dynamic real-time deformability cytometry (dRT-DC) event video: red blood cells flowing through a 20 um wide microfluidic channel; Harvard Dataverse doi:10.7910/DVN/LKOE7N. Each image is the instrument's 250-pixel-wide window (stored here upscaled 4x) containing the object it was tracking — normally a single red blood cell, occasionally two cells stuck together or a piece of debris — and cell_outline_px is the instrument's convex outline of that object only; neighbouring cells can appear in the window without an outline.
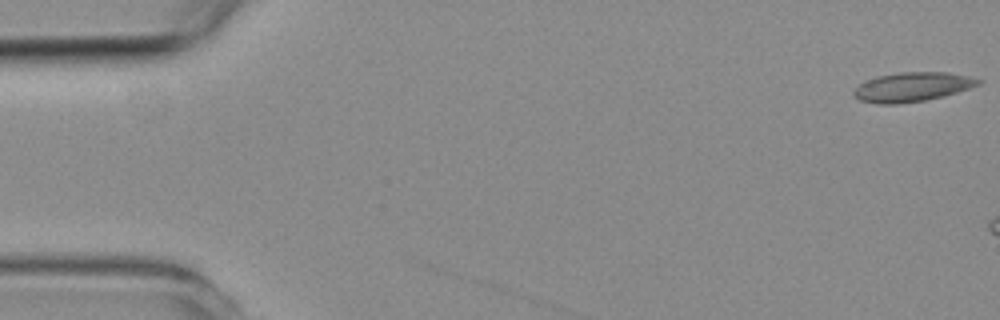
{"species": "common noctule bat (a hibernating species)", "species_latin": "Nyctalus noctula", "temperature_condition": "room temperature", "stored_images_in_passage": 3, "camera_frame_rate_fps": 3000, "um_per_image_px": 0.085, "animal": {"sex": "female", "body_mass_g": 19.3, "forearm_length_mm": 54.1}, "frame": {"image": 1, "passage_image": 1, "time_ms": 0.0, "image_size_px": [1000, 320], "cell_outline_px": [[984, 80], [980, 84], [944, 96], [924, 100], [896, 104], [880, 104], [860, 100], [852, 96], [852, 92], [864, 80], [876, 76], [900, 72], [948, 72], [968, 76]], "centroid_in_image_um": [77.51, 7.38], "position_along_channel_um": 7.5, "area_um2": 21.27}}